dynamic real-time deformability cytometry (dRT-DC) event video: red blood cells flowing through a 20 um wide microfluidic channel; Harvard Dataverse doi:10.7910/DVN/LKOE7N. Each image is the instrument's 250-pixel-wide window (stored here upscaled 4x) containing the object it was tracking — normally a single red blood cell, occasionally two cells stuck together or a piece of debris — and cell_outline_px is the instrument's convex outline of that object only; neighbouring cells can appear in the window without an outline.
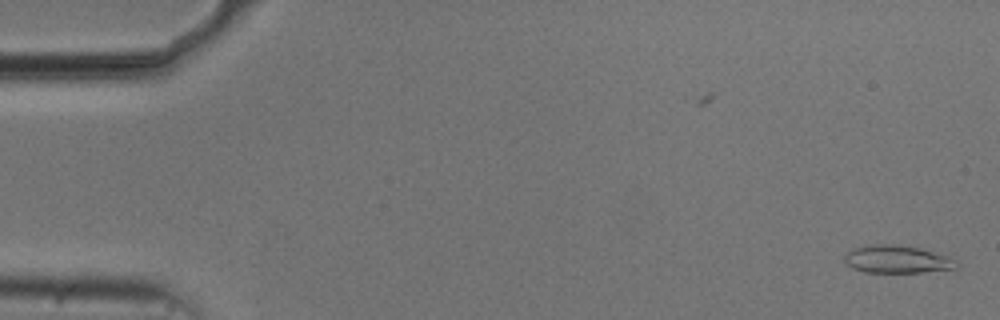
{"species": "common noctule bat (a hibernating species)", "species_latin": "Nyctalus noctula", "temperature_condition": "cold", "stored_images_in_passage": 54, "camera_frame_rate_fps": 3000, "um_per_image_px": 0.085, "animal": {"sex": "male", "body_mass_g": 20.5, "forearm_length_mm": 52.5}, "frame": {"image": 1, "passage_image": 1, "time_ms": 0.0, "image_size_px": [1000, 320], "cell_outline_px": [[960, 264], [956, 268], [920, 272], [864, 272], [852, 268], [844, 264], [844, 252], [868, 244], [900, 244], [940, 252], [956, 260]], "centroid_in_image_um": [76.24, 22.02], "position_along_channel_um": 8.8, "area_um2": 18.5}}
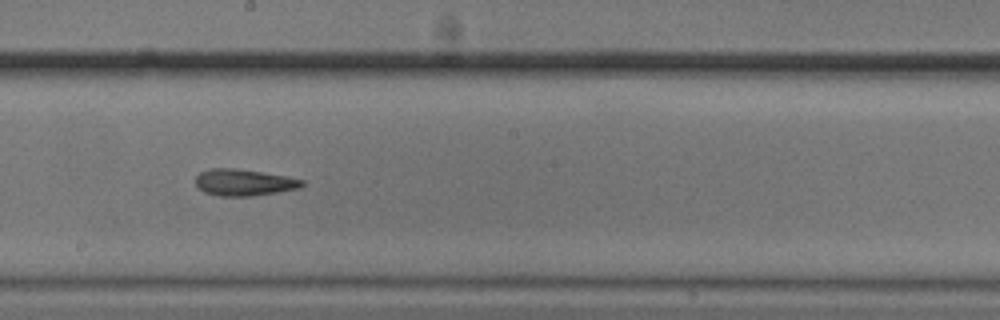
{"frame": {"image": 2, "passage_image": 30, "time_ms": 9.667, "image_size_px": [1000, 320], "cell_outline_px": [[304, 184], [300, 188], [252, 196], [220, 196], [204, 192], [196, 188], [196, 176], [200, 172], [208, 168], [232, 168], [260, 172], [284, 176], [304, 180]], "centroid_in_image_um": [20.68, 15.51], "position_along_channel_um": 227.5, "area_um2": 16.42}}
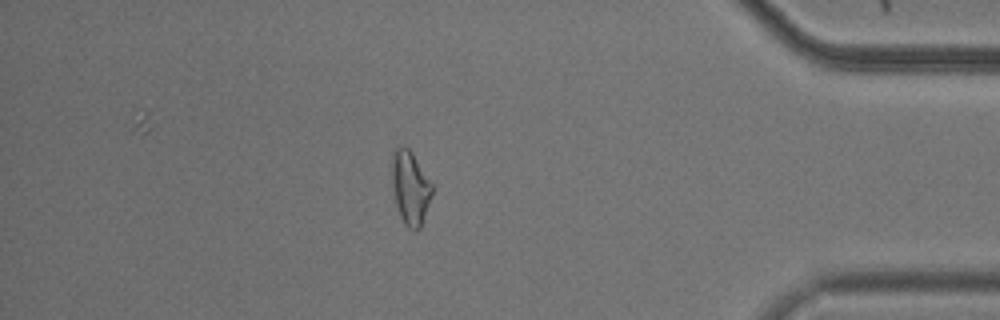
{"frame": {"image": 3, "passage_image": 47, "time_ms": 15.333, "image_size_px": [1000, 320], "cell_outline_px": [[432, 196], [420, 228], [416, 232], [412, 232], [404, 224], [400, 216], [396, 204], [392, 184], [392, 156], [396, 148], [404, 144], [412, 152], [432, 184]], "centroid_in_image_um": [34.87, 15.98], "position_along_channel_um": 400.3, "area_um2": 17.28}, "authors_computed_cell_mechanics": {"area_um2": 17.0221, "velocity_mm_per_s": 3.7032, "shape_relaxation_time_tau1_ms": 5.1839, "shape_relaxation_time_tau2_ms": 4.4393, "deformation_change_tau1": 0.1714, "deformation_change_tau2": 0.1539}}